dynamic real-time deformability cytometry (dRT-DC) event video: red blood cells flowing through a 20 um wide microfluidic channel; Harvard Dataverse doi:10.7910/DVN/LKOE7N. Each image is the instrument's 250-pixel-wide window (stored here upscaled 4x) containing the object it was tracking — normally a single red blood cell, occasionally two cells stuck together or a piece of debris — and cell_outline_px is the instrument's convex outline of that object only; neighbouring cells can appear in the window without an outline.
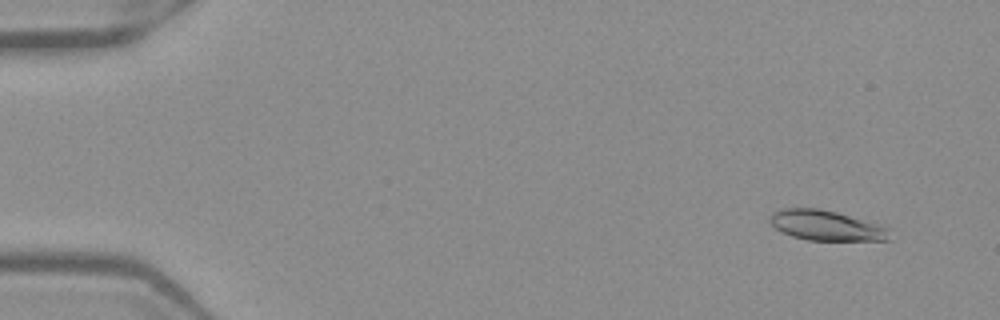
{"species": "Egyptian fruit bat (a non-hibernating species)", "species_latin": "Rousettus aegyptiacus", "temperature_condition": "warm", "stored_images_in_passage": 53, "camera_frame_rate_fps": 3000, "um_per_image_px": 0.085, "frame": {"image": 1, "passage_image": 5, "time_ms": 1.333, "image_size_px": [1000, 320], "cell_outline_px": [[888, 240], [808, 240], [792, 236], [780, 232], [768, 220], [768, 216], [772, 212], [780, 208], [820, 208], [836, 212], [888, 228]], "centroid_in_image_um": [70.1, 19.15], "position_along_channel_um": 14.9, "area_um2": 20.75}}
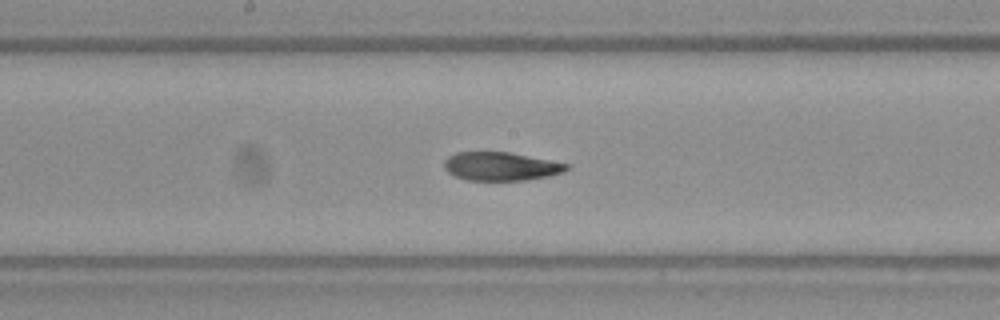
{"frame": {"image": 2, "passage_image": 29, "time_ms": 9.333, "image_size_px": [1000, 320], "cell_outline_px": [[572, 168], [564, 172], [548, 176], [524, 180], [468, 180], [456, 176], [448, 172], [444, 168], [444, 160], [448, 156], [456, 152], [508, 152], [572, 164]], "centroid_in_image_um": [42.62, 14.13], "position_along_channel_um": 205.6, "area_um2": 20.4}}
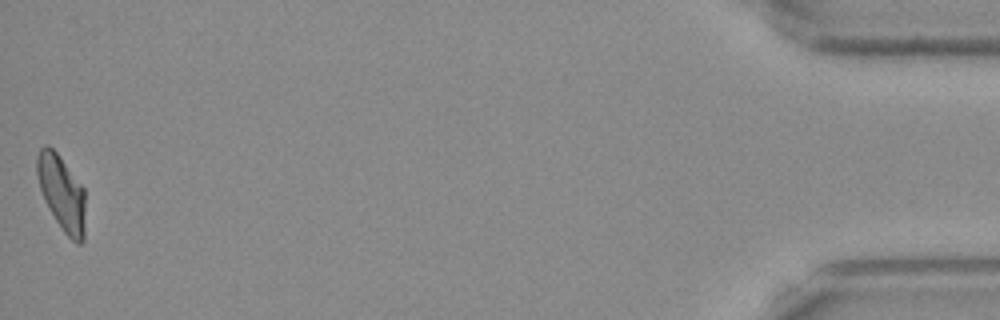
{"frame": {"image": 3, "passage_image": 53, "time_ms": 17.333, "image_size_px": [1000, 320], "cell_outline_px": [[84, 240], [80, 244], [76, 244], [64, 232], [48, 208], [44, 200], [40, 188], [36, 172], [36, 156], [40, 148], [44, 144], [48, 144], [56, 152], [84, 188]], "centroid_in_image_um": [5.22, 16.39], "position_along_channel_um": 430.0, "area_um2": 21.1}, "authors_computed_cell_mechanics": {"area_um2": 21.386, "velocity_mm_per_s": 3.9497, "shape_relaxation_time_tau1_ms": null, "shape_relaxation_time_tau2_ms": 2.7955, "deformation_change_tau1": null, "deformation_change_tau2": 0.0867}}